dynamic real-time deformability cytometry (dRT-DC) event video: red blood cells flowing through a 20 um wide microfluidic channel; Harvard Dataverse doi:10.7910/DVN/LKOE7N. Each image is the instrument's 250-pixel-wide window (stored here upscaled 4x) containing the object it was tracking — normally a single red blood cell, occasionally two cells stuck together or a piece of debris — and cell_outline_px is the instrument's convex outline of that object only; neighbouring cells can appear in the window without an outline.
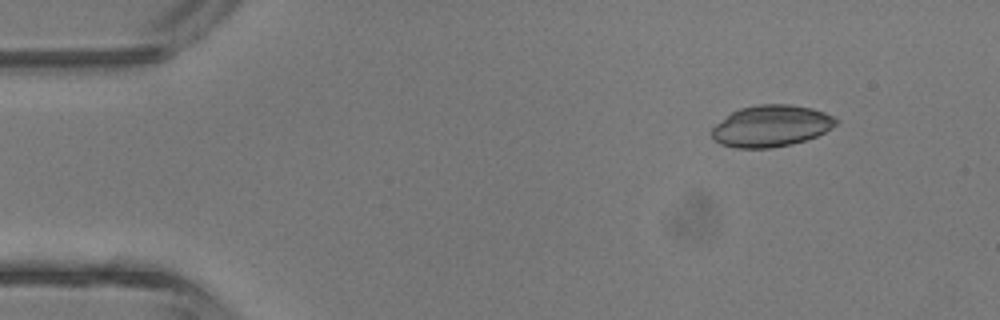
{"species": "common noctule bat (a hibernating species)", "species_latin": "Nyctalus noctula", "temperature_condition": "room temperature", "stored_images_in_passage": 43, "camera_frame_rate_fps": 3000, "um_per_image_px": 0.085, "animal": {"sex": "male", "body_mass_g": 13.3}, "frame": {"image": 1, "passage_image": 5, "time_ms": 1.333, "image_size_px": [1000, 320], "cell_outline_px": [[840, 120], [836, 124], [824, 132], [816, 136], [792, 144], [772, 148], [736, 148], [720, 144], [712, 136], [712, 128], [716, 124], [732, 112], [740, 108], [760, 104], [792, 104], [812, 108], [824, 112]], "centroid_in_image_um": [65.55, 10.7], "position_along_channel_um": 19.4, "area_um2": 29.94}}
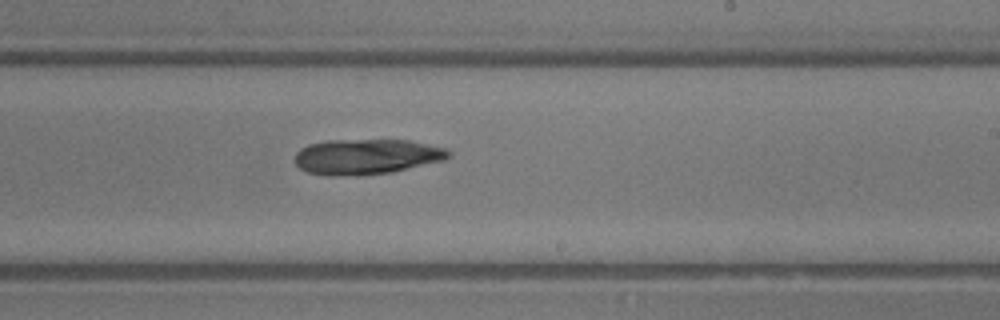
{"frame": {"image": 2, "passage_image": 26, "time_ms": 8.333, "image_size_px": [1000, 320], "cell_outline_px": [[452, 156], [444, 160], [392, 172], [360, 176], [328, 176], [308, 172], [300, 168], [296, 164], [296, 152], [300, 148], [308, 144], [328, 140], [408, 140], [448, 148], [452, 152]], "centroid_in_image_um": [31.18, 13.32], "position_along_channel_um": 257.8, "area_um2": 32.02}}
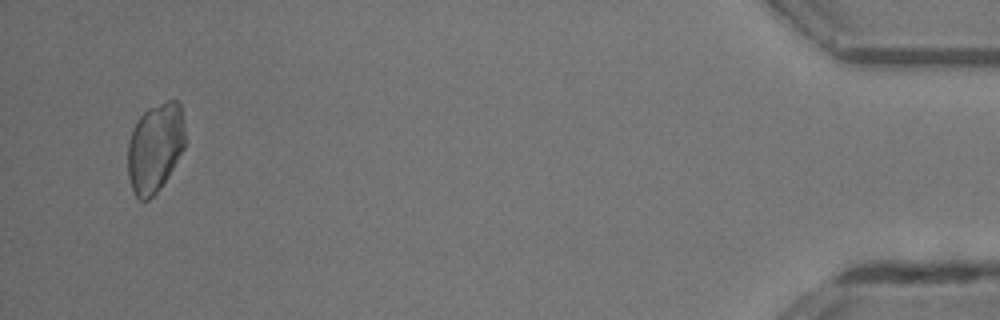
{"frame": {"image": 3, "passage_image": 42, "time_ms": 13.667, "image_size_px": [1000, 320], "cell_outline_px": [[184, 148], [168, 176], [160, 188], [148, 200], [140, 200], [136, 196], [132, 188], [128, 176], [128, 140], [132, 128], [136, 120], [148, 108], [168, 100], [176, 100], [180, 104], [184, 120]], "centroid_in_image_um": [13.17, 12.53], "position_along_channel_um": 422.0, "area_um2": 29.82}}